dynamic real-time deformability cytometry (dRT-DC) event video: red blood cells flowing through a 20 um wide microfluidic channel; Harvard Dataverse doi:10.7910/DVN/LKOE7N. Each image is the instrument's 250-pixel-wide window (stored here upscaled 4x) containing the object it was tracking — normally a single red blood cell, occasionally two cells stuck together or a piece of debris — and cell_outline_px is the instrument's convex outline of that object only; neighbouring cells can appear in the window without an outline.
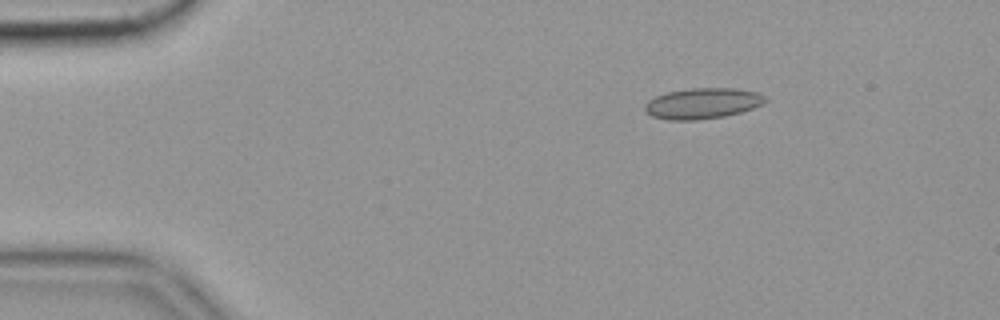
{"species": "common noctule bat (a hibernating species)", "species_latin": "Nyctalus noctula", "temperature_condition": "cold", "stored_images_in_passage": 30, "camera_frame_rate_fps": 3000, "um_per_image_px": 0.085, "animal": {"sex": "female", "body_mass_g": 19.9}, "frame": {"image": 1, "passage_image": 9, "time_ms": 2.667, "image_size_px": [1000, 320], "cell_outline_px": [[768, 100], [764, 104], [740, 112], [724, 116], [696, 120], [668, 120], [652, 116], [644, 112], [644, 104], [648, 100], [656, 96], [668, 92], [692, 88], [736, 88], [756, 92], [764, 96]], "centroid_in_image_um": [59.7, 8.79], "position_along_channel_um": 25.3, "area_um2": 21.62}}
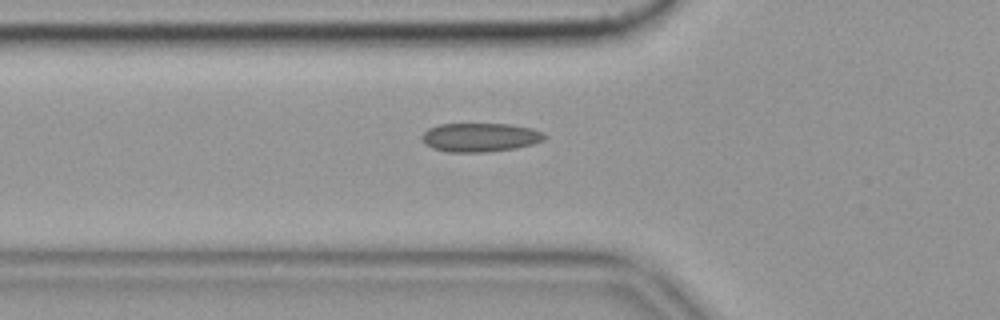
{"frame": {"image": 2, "passage_image": 20, "time_ms": 6.333, "image_size_px": [1000, 320], "cell_outline_px": [[548, 136], [544, 140], [532, 144], [516, 148], [488, 152], [448, 152], [432, 148], [424, 144], [424, 132], [428, 128], [440, 124], [508, 124], [532, 128], [544, 132]], "centroid_in_image_um": [40.85, 11.68], "position_along_channel_um": 85.0, "area_um2": 20.63}}